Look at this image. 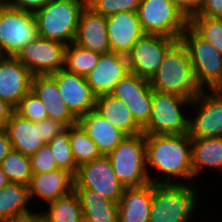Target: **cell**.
Here are the masks:
<instances>
[{
  "label": "cell",
  "instance_id": "obj_1",
  "mask_svg": "<svg viewBox=\"0 0 222 222\" xmlns=\"http://www.w3.org/2000/svg\"><path fill=\"white\" fill-rule=\"evenodd\" d=\"M145 146L146 167L151 183H195L193 182L191 137L188 133L179 135H145ZM154 170L158 174L155 178L152 176L156 174V171L153 172Z\"/></svg>",
  "mask_w": 222,
  "mask_h": 222
},
{
  "label": "cell",
  "instance_id": "obj_2",
  "mask_svg": "<svg viewBox=\"0 0 222 222\" xmlns=\"http://www.w3.org/2000/svg\"><path fill=\"white\" fill-rule=\"evenodd\" d=\"M153 90L193 100L202 90L198 86L186 48L178 41L165 55L149 80Z\"/></svg>",
  "mask_w": 222,
  "mask_h": 222
},
{
  "label": "cell",
  "instance_id": "obj_3",
  "mask_svg": "<svg viewBox=\"0 0 222 222\" xmlns=\"http://www.w3.org/2000/svg\"><path fill=\"white\" fill-rule=\"evenodd\" d=\"M196 183L154 184L149 222H194L201 196ZM193 219V220H192Z\"/></svg>",
  "mask_w": 222,
  "mask_h": 222
},
{
  "label": "cell",
  "instance_id": "obj_4",
  "mask_svg": "<svg viewBox=\"0 0 222 222\" xmlns=\"http://www.w3.org/2000/svg\"><path fill=\"white\" fill-rule=\"evenodd\" d=\"M86 0H51L34 13L38 36L71 44L76 35L79 16Z\"/></svg>",
  "mask_w": 222,
  "mask_h": 222
},
{
  "label": "cell",
  "instance_id": "obj_5",
  "mask_svg": "<svg viewBox=\"0 0 222 222\" xmlns=\"http://www.w3.org/2000/svg\"><path fill=\"white\" fill-rule=\"evenodd\" d=\"M192 100L153 90L150 119L142 128L145 135H179L189 132L187 113ZM187 107V109H186ZM184 108V109H183ZM186 110V111H185Z\"/></svg>",
  "mask_w": 222,
  "mask_h": 222
},
{
  "label": "cell",
  "instance_id": "obj_6",
  "mask_svg": "<svg viewBox=\"0 0 222 222\" xmlns=\"http://www.w3.org/2000/svg\"><path fill=\"white\" fill-rule=\"evenodd\" d=\"M196 82L201 90H222V54L190 26L181 34Z\"/></svg>",
  "mask_w": 222,
  "mask_h": 222
},
{
  "label": "cell",
  "instance_id": "obj_7",
  "mask_svg": "<svg viewBox=\"0 0 222 222\" xmlns=\"http://www.w3.org/2000/svg\"><path fill=\"white\" fill-rule=\"evenodd\" d=\"M107 156L116 177L125 188L140 187L150 183L143 132L125 136Z\"/></svg>",
  "mask_w": 222,
  "mask_h": 222
},
{
  "label": "cell",
  "instance_id": "obj_8",
  "mask_svg": "<svg viewBox=\"0 0 222 222\" xmlns=\"http://www.w3.org/2000/svg\"><path fill=\"white\" fill-rule=\"evenodd\" d=\"M137 15L145 34L180 40L189 26V18L171 0H141Z\"/></svg>",
  "mask_w": 222,
  "mask_h": 222
},
{
  "label": "cell",
  "instance_id": "obj_9",
  "mask_svg": "<svg viewBox=\"0 0 222 222\" xmlns=\"http://www.w3.org/2000/svg\"><path fill=\"white\" fill-rule=\"evenodd\" d=\"M38 36L33 13L14 9L0 3V55L16 56Z\"/></svg>",
  "mask_w": 222,
  "mask_h": 222
},
{
  "label": "cell",
  "instance_id": "obj_10",
  "mask_svg": "<svg viewBox=\"0 0 222 222\" xmlns=\"http://www.w3.org/2000/svg\"><path fill=\"white\" fill-rule=\"evenodd\" d=\"M189 108L191 138L222 137V90H202Z\"/></svg>",
  "mask_w": 222,
  "mask_h": 222
},
{
  "label": "cell",
  "instance_id": "obj_11",
  "mask_svg": "<svg viewBox=\"0 0 222 222\" xmlns=\"http://www.w3.org/2000/svg\"><path fill=\"white\" fill-rule=\"evenodd\" d=\"M178 41L162 35L144 34L127 55L129 73L150 80Z\"/></svg>",
  "mask_w": 222,
  "mask_h": 222
},
{
  "label": "cell",
  "instance_id": "obj_12",
  "mask_svg": "<svg viewBox=\"0 0 222 222\" xmlns=\"http://www.w3.org/2000/svg\"><path fill=\"white\" fill-rule=\"evenodd\" d=\"M74 188H90L115 203L126 189L116 177L108 156L104 155L78 167Z\"/></svg>",
  "mask_w": 222,
  "mask_h": 222
},
{
  "label": "cell",
  "instance_id": "obj_13",
  "mask_svg": "<svg viewBox=\"0 0 222 222\" xmlns=\"http://www.w3.org/2000/svg\"><path fill=\"white\" fill-rule=\"evenodd\" d=\"M65 48L62 42L37 37L15 57L33 75H51L64 68Z\"/></svg>",
  "mask_w": 222,
  "mask_h": 222
},
{
  "label": "cell",
  "instance_id": "obj_14",
  "mask_svg": "<svg viewBox=\"0 0 222 222\" xmlns=\"http://www.w3.org/2000/svg\"><path fill=\"white\" fill-rule=\"evenodd\" d=\"M50 76L57 82L62 100L77 118L95 110L97 96L84 76L64 68Z\"/></svg>",
  "mask_w": 222,
  "mask_h": 222
},
{
  "label": "cell",
  "instance_id": "obj_15",
  "mask_svg": "<svg viewBox=\"0 0 222 222\" xmlns=\"http://www.w3.org/2000/svg\"><path fill=\"white\" fill-rule=\"evenodd\" d=\"M33 74L15 56L0 57V99L14 109L31 91Z\"/></svg>",
  "mask_w": 222,
  "mask_h": 222
},
{
  "label": "cell",
  "instance_id": "obj_16",
  "mask_svg": "<svg viewBox=\"0 0 222 222\" xmlns=\"http://www.w3.org/2000/svg\"><path fill=\"white\" fill-rule=\"evenodd\" d=\"M129 73L127 56L112 51L102 53L94 69L85 76L93 93L110 94L116 84Z\"/></svg>",
  "mask_w": 222,
  "mask_h": 222
},
{
  "label": "cell",
  "instance_id": "obj_17",
  "mask_svg": "<svg viewBox=\"0 0 222 222\" xmlns=\"http://www.w3.org/2000/svg\"><path fill=\"white\" fill-rule=\"evenodd\" d=\"M109 46L112 52L127 56L145 34L137 12H119L106 17Z\"/></svg>",
  "mask_w": 222,
  "mask_h": 222
},
{
  "label": "cell",
  "instance_id": "obj_18",
  "mask_svg": "<svg viewBox=\"0 0 222 222\" xmlns=\"http://www.w3.org/2000/svg\"><path fill=\"white\" fill-rule=\"evenodd\" d=\"M73 43L99 54L110 52L106 17L85 5L79 16Z\"/></svg>",
  "mask_w": 222,
  "mask_h": 222
},
{
  "label": "cell",
  "instance_id": "obj_19",
  "mask_svg": "<svg viewBox=\"0 0 222 222\" xmlns=\"http://www.w3.org/2000/svg\"><path fill=\"white\" fill-rule=\"evenodd\" d=\"M72 190H74V176L59 168L41 174H32L28 185L32 205L36 199L42 200V203L45 202L44 204L47 205Z\"/></svg>",
  "mask_w": 222,
  "mask_h": 222
},
{
  "label": "cell",
  "instance_id": "obj_20",
  "mask_svg": "<svg viewBox=\"0 0 222 222\" xmlns=\"http://www.w3.org/2000/svg\"><path fill=\"white\" fill-rule=\"evenodd\" d=\"M31 90L43 102L48 118L58 121L66 127L78 123V118L62 100L57 82L50 75H34Z\"/></svg>",
  "mask_w": 222,
  "mask_h": 222
},
{
  "label": "cell",
  "instance_id": "obj_21",
  "mask_svg": "<svg viewBox=\"0 0 222 222\" xmlns=\"http://www.w3.org/2000/svg\"><path fill=\"white\" fill-rule=\"evenodd\" d=\"M5 131L12 148L27 156L33 155L45 144L40 134V121L35 123L15 111L8 120Z\"/></svg>",
  "mask_w": 222,
  "mask_h": 222
},
{
  "label": "cell",
  "instance_id": "obj_22",
  "mask_svg": "<svg viewBox=\"0 0 222 222\" xmlns=\"http://www.w3.org/2000/svg\"><path fill=\"white\" fill-rule=\"evenodd\" d=\"M78 124L97 144L98 150L104 156L109 155L126 136L96 110H92L80 116L78 118Z\"/></svg>",
  "mask_w": 222,
  "mask_h": 222
},
{
  "label": "cell",
  "instance_id": "obj_23",
  "mask_svg": "<svg viewBox=\"0 0 222 222\" xmlns=\"http://www.w3.org/2000/svg\"><path fill=\"white\" fill-rule=\"evenodd\" d=\"M153 183L126 188L119 204V222H149Z\"/></svg>",
  "mask_w": 222,
  "mask_h": 222
},
{
  "label": "cell",
  "instance_id": "obj_24",
  "mask_svg": "<svg viewBox=\"0 0 222 222\" xmlns=\"http://www.w3.org/2000/svg\"><path fill=\"white\" fill-rule=\"evenodd\" d=\"M85 222H119V204L90 188H74Z\"/></svg>",
  "mask_w": 222,
  "mask_h": 222
},
{
  "label": "cell",
  "instance_id": "obj_25",
  "mask_svg": "<svg viewBox=\"0 0 222 222\" xmlns=\"http://www.w3.org/2000/svg\"><path fill=\"white\" fill-rule=\"evenodd\" d=\"M95 110L126 136L143 132L126 103L111 94L98 96Z\"/></svg>",
  "mask_w": 222,
  "mask_h": 222
},
{
  "label": "cell",
  "instance_id": "obj_26",
  "mask_svg": "<svg viewBox=\"0 0 222 222\" xmlns=\"http://www.w3.org/2000/svg\"><path fill=\"white\" fill-rule=\"evenodd\" d=\"M191 156L194 179L207 168L222 174V137L191 138Z\"/></svg>",
  "mask_w": 222,
  "mask_h": 222
},
{
  "label": "cell",
  "instance_id": "obj_27",
  "mask_svg": "<svg viewBox=\"0 0 222 222\" xmlns=\"http://www.w3.org/2000/svg\"><path fill=\"white\" fill-rule=\"evenodd\" d=\"M30 202L28 186L9 183L0 189V219L5 222L32 212L34 208H29Z\"/></svg>",
  "mask_w": 222,
  "mask_h": 222
},
{
  "label": "cell",
  "instance_id": "obj_28",
  "mask_svg": "<svg viewBox=\"0 0 222 222\" xmlns=\"http://www.w3.org/2000/svg\"><path fill=\"white\" fill-rule=\"evenodd\" d=\"M47 205L42 212L45 222H83L81 203L75 190Z\"/></svg>",
  "mask_w": 222,
  "mask_h": 222
},
{
  "label": "cell",
  "instance_id": "obj_29",
  "mask_svg": "<svg viewBox=\"0 0 222 222\" xmlns=\"http://www.w3.org/2000/svg\"><path fill=\"white\" fill-rule=\"evenodd\" d=\"M66 129L69 131L71 151L77 167L102 156L97 144L78 123Z\"/></svg>",
  "mask_w": 222,
  "mask_h": 222
},
{
  "label": "cell",
  "instance_id": "obj_30",
  "mask_svg": "<svg viewBox=\"0 0 222 222\" xmlns=\"http://www.w3.org/2000/svg\"><path fill=\"white\" fill-rule=\"evenodd\" d=\"M100 55L72 42L65 48L64 69L85 77L97 65Z\"/></svg>",
  "mask_w": 222,
  "mask_h": 222
},
{
  "label": "cell",
  "instance_id": "obj_31",
  "mask_svg": "<svg viewBox=\"0 0 222 222\" xmlns=\"http://www.w3.org/2000/svg\"><path fill=\"white\" fill-rule=\"evenodd\" d=\"M10 183L28 186L32 177L30 156L12 149L0 164Z\"/></svg>",
  "mask_w": 222,
  "mask_h": 222
},
{
  "label": "cell",
  "instance_id": "obj_32",
  "mask_svg": "<svg viewBox=\"0 0 222 222\" xmlns=\"http://www.w3.org/2000/svg\"><path fill=\"white\" fill-rule=\"evenodd\" d=\"M189 26L222 54V18L192 15Z\"/></svg>",
  "mask_w": 222,
  "mask_h": 222
},
{
  "label": "cell",
  "instance_id": "obj_33",
  "mask_svg": "<svg viewBox=\"0 0 222 222\" xmlns=\"http://www.w3.org/2000/svg\"><path fill=\"white\" fill-rule=\"evenodd\" d=\"M152 92L149 80L128 73L116 84L110 94L126 103L128 99L134 97H152Z\"/></svg>",
  "mask_w": 222,
  "mask_h": 222
},
{
  "label": "cell",
  "instance_id": "obj_34",
  "mask_svg": "<svg viewBox=\"0 0 222 222\" xmlns=\"http://www.w3.org/2000/svg\"><path fill=\"white\" fill-rule=\"evenodd\" d=\"M48 144L53 152L57 167L75 176L78 167L71 151L69 131L66 129L60 135L53 138Z\"/></svg>",
  "mask_w": 222,
  "mask_h": 222
},
{
  "label": "cell",
  "instance_id": "obj_35",
  "mask_svg": "<svg viewBox=\"0 0 222 222\" xmlns=\"http://www.w3.org/2000/svg\"><path fill=\"white\" fill-rule=\"evenodd\" d=\"M141 0H86L95 13L109 17L119 12H137Z\"/></svg>",
  "mask_w": 222,
  "mask_h": 222
},
{
  "label": "cell",
  "instance_id": "obj_36",
  "mask_svg": "<svg viewBox=\"0 0 222 222\" xmlns=\"http://www.w3.org/2000/svg\"><path fill=\"white\" fill-rule=\"evenodd\" d=\"M14 111L21 117L35 123L48 118L43 102L32 90L20 100V103Z\"/></svg>",
  "mask_w": 222,
  "mask_h": 222
},
{
  "label": "cell",
  "instance_id": "obj_37",
  "mask_svg": "<svg viewBox=\"0 0 222 222\" xmlns=\"http://www.w3.org/2000/svg\"><path fill=\"white\" fill-rule=\"evenodd\" d=\"M30 159L32 174H41L58 169L53 152L48 143L40 147L30 156Z\"/></svg>",
  "mask_w": 222,
  "mask_h": 222
},
{
  "label": "cell",
  "instance_id": "obj_38",
  "mask_svg": "<svg viewBox=\"0 0 222 222\" xmlns=\"http://www.w3.org/2000/svg\"><path fill=\"white\" fill-rule=\"evenodd\" d=\"M126 105L133 114L136 123L143 128L150 119L152 97H134L127 100Z\"/></svg>",
  "mask_w": 222,
  "mask_h": 222
},
{
  "label": "cell",
  "instance_id": "obj_39",
  "mask_svg": "<svg viewBox=\"0 0 222 222\" xmlns=\"http://www.w3.org/2000/svg\"><path fill=\"white\" fill-rule=\"evenodd\" d=\"M66 126L51 118L40 121V134L45 143H49L53 138L66 130Z\"/></svg>",
  "mask_w": 222,
  "mask_h": 222
},
{
  "label": "cell",
  "instance_id": "obj_40",
  "mask_svg": "<svg viewBox=\"0 0 222 222\" xmlns=\"http://www.w3.org/2000/svg\"><path fill=\"white\" fill-rule=\"evenodd\" d=\"M51 0H7L6 4L14 9L35 13L45 7Z\"/></svg>",
  "mask_w": 222,
  "mask_h": 222
},
{
  "label": "cell",
  "instance_id": "obj_41",
  "mask_svg": "<svg viewBox=\"0 0 222 222\" xmlns=\"http://www.w3.org/2000/svg\"><path fill=\"white\" fill-rule=\"evenodd\" d=\"M193 15L222 18V0H204L200 10Z\"/></svg>",
  "mask_w": 222,
  "mask_h": 222
},
{
  "label": "cell",
  "instance_id": "obj_42",
  "mask_svg": "<svg viewBox=\"0 0 222 222\" xmlns=\"http://www.w3.org/2000/svg\"><path fill=\"white\" fill-rule=\"evenodd\" d=\"M185 15L190 18L202 7L204 0H171Z\"/></svg>",
  "mask_w": 222,
  "mask_h": 222
},
{
  "label": "cell",
  "instance_id": "obj_43",
  "mask_svg": "<svg viewBox=\"0 0 222 222\" xmlns=\"http://www.w3.org/2000/svg\"><path fill=\"white\" fill-rule=\"evenodd\" d=\"M5 222H45V220L42 211L37 212L36 210H34L30 213L16 216Z\"/></svg>",
  "mask_w": 222,
  "mask_h": 222
},
{
  "label": "cell",
  "instance_id": "obj_44",
  "mask_svg": "<svg viewBox=\"0 0 222 222\" xmlns=\"http://www.w3.org/2000/svg\"><path fill=\"white\" fill-rule=\"evenodd\" d=\"M13 112L14 108L0 99V131L5 130V126Z\"/></svg>",
  "mask_w": 222,
  "mask_h": 222
},
{
  "label": "cell",
  "instance_id": "obj_45",
  "mask_svg": "<svg viewBox=\"0 0 222 222\" xmlns=\"http://www.w3.org/2000/svg\"><path fill=\"white\" fill-rule=\"evenodd\" d=\"M12 149V144L10 142V139L8 138L6 131H0V164Z\"/></svg>",
  "mask_w": 222,
  "mask_h": 222
},
{
  "label": "cell",
  "instance_id": "obj_46",
  "mask_svg": "<svg viewBox=\"0 0 222 222\" xmlns=\"http://www.w3.org/2000/svg\"><path fill=\"white\" fill-rule=\"evenodd\" d=\"M10 182L5 175V173L0 168V189L4 188L6 185H8Z\"/></svg>",
  "mask_w": 222,
  "mask_h": 222
},
{
  "label": "cell",
  "instance_id": "obj_47",
  "mask_svg": "<svg viewBox=\"0 0 222 222\" xmlns=\"http://www.w3.org/2000/svg\"><path fill=\"white\" fill-rule=\"evenodd\" d=\"M7 0H0V3H6Z\"/></svg>",
  "mask_w": 222,
  "mask_h": 222
}]
</instances>
